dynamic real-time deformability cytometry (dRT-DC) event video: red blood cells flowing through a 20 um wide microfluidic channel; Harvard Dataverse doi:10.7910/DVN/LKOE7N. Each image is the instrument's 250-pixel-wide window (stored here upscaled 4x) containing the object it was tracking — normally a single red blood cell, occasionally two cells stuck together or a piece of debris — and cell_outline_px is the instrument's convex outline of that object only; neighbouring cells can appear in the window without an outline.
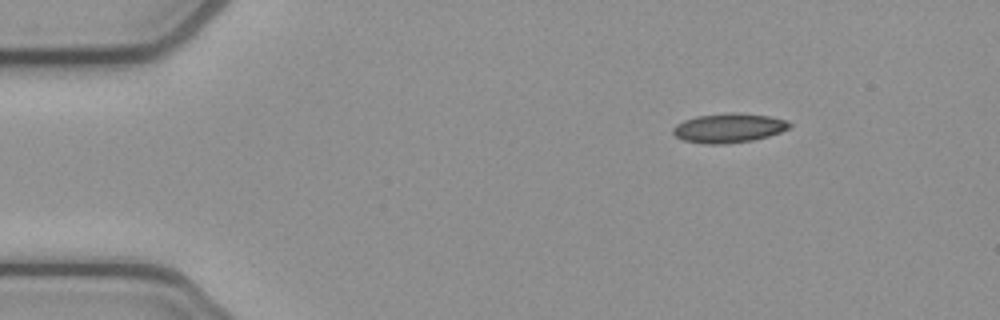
{"species": "common noctule bat (a hibernating species)", "species_latin": "Nyctalus noctula", "temperature_condition": "cold", "stored_images_in_passage": 46, "camera_frame_rate_fps": 3000, "um_per_image_px": 0.085, "animal": {"sex": "female", "body_mass_g": 21.9}, "frame": {"image": 1, "passage_image": 1, "time_ms": 0.0, "image_size_px": [1000, 320], "cell_outline_px": [[792, 124], [788, 128], [780, 132], [768, 136], [752, 140], [724, 144], [704, 144], [684, 140], [676, 136], [672, 132], [672, 128], [676, 124], [684, 120], [696, 116], [728, 112], [732, 112], [768, 116], [784, 120]], "centroid_in_image_um": [61.9, 10.88], "position_along_channel_um": 23.1, "area_um2": 19.77}}
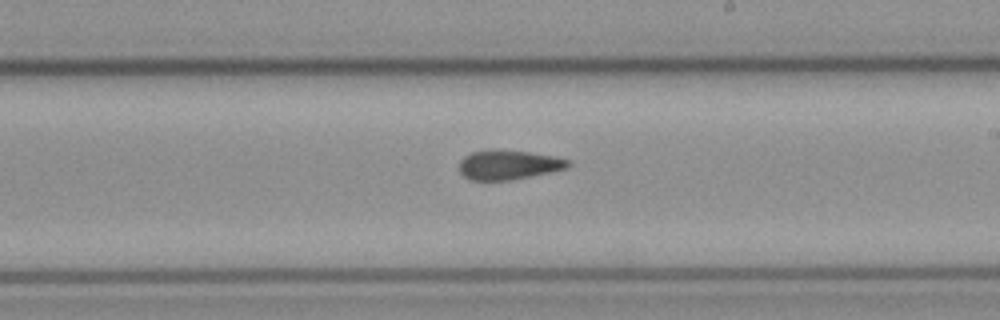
{"frame": {"image": 2, "passage_image": 24, "time_ms": 7.667, "image_size_px": [1000, 320], "cell_outline_px": [[572, 164], [568, 168], [552, 172], [512, 180], [468, 180], [456, 168], [460, 160], [464, 156], [472, 152], [528, 152], [552, 156], [568, 160]], "centroid_in_image_um": [43.22, 14.06], "position_along_channel_um": 245.8, "area_um2": 18.26}}
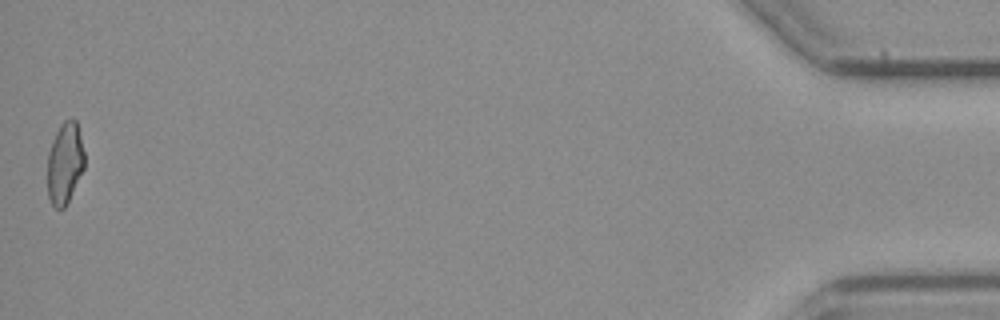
{"frame": {"image": 3, "passage_image": 46, "time_ms": 15.0, "image_size_px": [1000, 320], "cell_outline_px": [[84, 168], [64, 208], [56, 208], [52, 204], [48, 196], [48, 152], [52, 140], [60, 124], [64, 120], [72, 116], [76, 120], [84, 152]], "centroid_in_image_um": [5.5, 13.81], "position_along_channel_um": 429.7, "area_um2": 17.46}, "authors_computed_cell_mechanics": {"area_um2": 19.1896, "velocity_mm_per_s": 3.8812, "shape_relaxation_time_tau1_ms": null, "shape_relaxation_time_tau2_ms": 6.31, "deformation_change_tau1": null, "deformation_change_tau2": 0.1339}}